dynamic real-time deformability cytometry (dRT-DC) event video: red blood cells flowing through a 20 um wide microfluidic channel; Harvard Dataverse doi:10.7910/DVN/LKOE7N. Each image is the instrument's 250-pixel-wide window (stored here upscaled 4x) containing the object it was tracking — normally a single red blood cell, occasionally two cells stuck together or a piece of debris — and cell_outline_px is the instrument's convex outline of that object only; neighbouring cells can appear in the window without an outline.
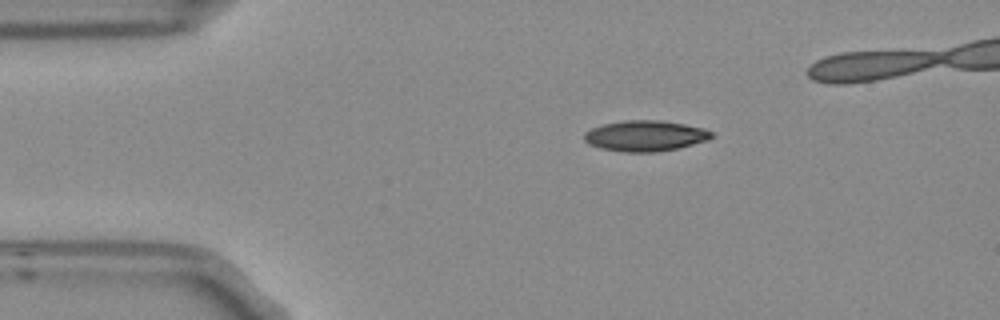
{"species": "Egyptian fruit bat (a non-hibernating species)", "species_latin": "Rousettus aegyptiacus", "temperature_condition": "room temperature", "stored_images_in_passage": 3, "camera_frame_rate_fps": 3000, "um_per_image_px": 0.085, "frame": {"image": 1, "passage_image": 1, "time_ms": 0.0, "image_size_px": [1000, 320], "cell_outline_px": [[712, 136], [708, 140], [676, 148], [656, 152], [624, 152], [600, 148], [588, 144], [584, 140], [584, 132], [592, 128], [604, 124], [624, 120], [660, 120], [684, 124], [704, 128], [712, 132]], "centroid_in_image_um": [54.82, 11.54], "position_along_channel_um": 30.2, "area_um2": 22.72}}